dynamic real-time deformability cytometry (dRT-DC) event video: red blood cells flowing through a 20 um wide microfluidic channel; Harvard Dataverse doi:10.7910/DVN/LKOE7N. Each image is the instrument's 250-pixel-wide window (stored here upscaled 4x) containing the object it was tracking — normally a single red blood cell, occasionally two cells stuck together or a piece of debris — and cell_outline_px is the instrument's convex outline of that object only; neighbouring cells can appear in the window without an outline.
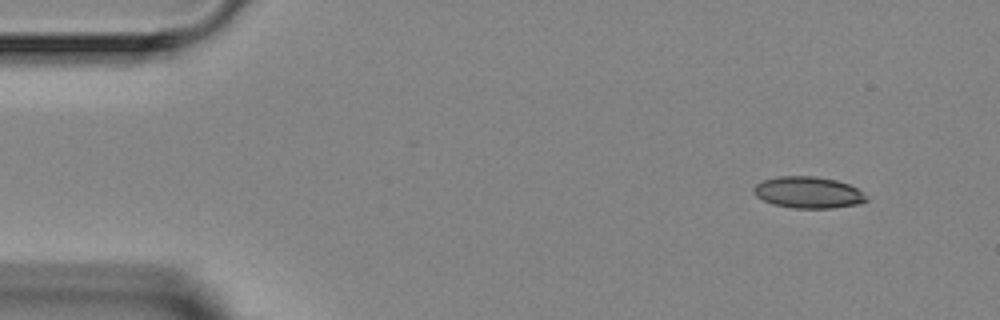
{"species": "Egyptian fruit bat (a non-hibernating species)", "species_latin": "Rousettus aegyptiacus", "temperature_condition": "room temperature", "stored_images_in_passage": 5, "camera_frame_rate_fps": 3000, "um_per_image_px": 0.085, "animal": {"sex": "female"}, "frame": {"image": 1, "passage_image": 1, "time_ms": 0.0, "image_size_px": [1000, 320], "cell_outline_px": [[868, 200], [856, 204], [832, 208], [792, 208], [772, 204], [756, 196], [752, 192], [752, 188], [756, 184], [764, 180], [776, 176], [816, 176], [836, 180], [848, 184], [864, 192]], "centroid_in_image_um": [68.67, 16.35], "position_along_channel_um": 16.3, "area_um2": 20.75}}